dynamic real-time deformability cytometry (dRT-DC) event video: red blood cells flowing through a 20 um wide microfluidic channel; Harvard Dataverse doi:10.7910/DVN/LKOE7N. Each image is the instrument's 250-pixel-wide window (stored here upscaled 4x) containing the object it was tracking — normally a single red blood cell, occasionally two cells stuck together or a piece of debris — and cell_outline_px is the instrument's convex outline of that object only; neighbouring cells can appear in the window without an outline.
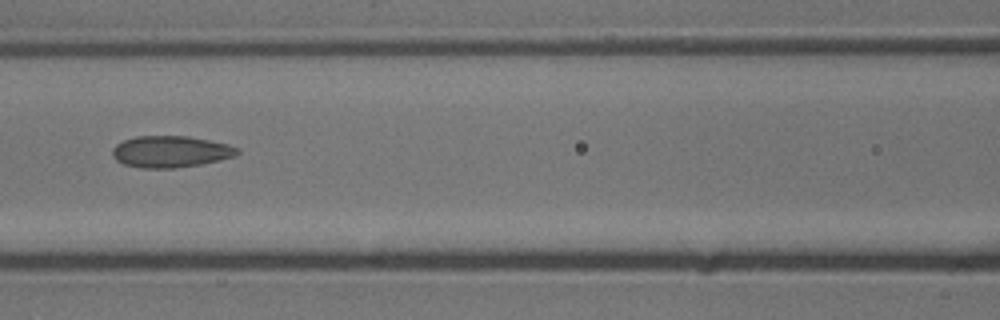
{"species": "common noctule bat (a hibernating species)", "species_latin": "Nyctalus noctula", "temperature_condition": "cold", "stored_images_in_passage": 4, "camera_frame_rate_fps": 3000, "um_per_image_px": 0.085, "animal": {"sex": "male", "body_mass_g": 13.3}, "frame": {"image": 1, "passage_image": 3, "time_ms": 0.667, "image_size_px": [1000, 320], "cell_outline_px": [[240, 152], [236, 156], [220, 160], [200, 164], [172, 168], [140, 168], [124, 164], [116, 160], [112, 156], [112, 148], [116, 144], [124, 140], [136, 136], [188, 136], [228, 144], [240, 148]], "centroid_in_image_um": [14.51, 12.89], "position_along_channel_um": 152.1, "area_um2": 23.06}}
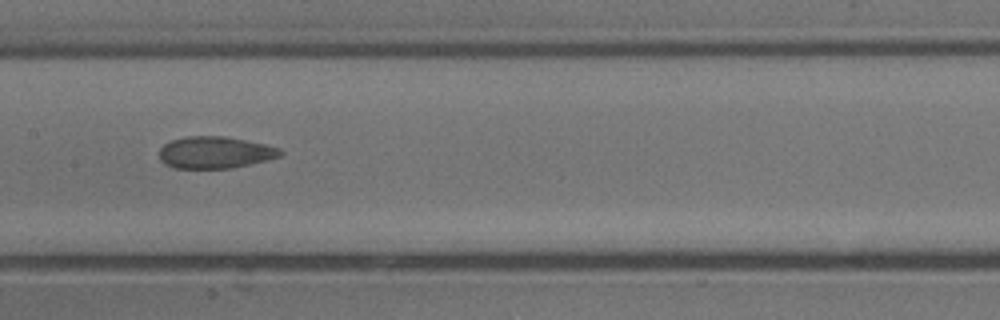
{"frame": {"image": 2, "passage_image": 4, "time_ms": 1.0, "image_size_px": [1000, 320], "cell_outline_px": [[284, 152], [280, 156], [268, 160], [232, 168], [172, 168], [164, 164], [160, 160], [160, 148], [164, 144], [172, 140], [184, 136], [224, 136], [264, 144], [280, 148]], "centroid_in_image_um": [18.27, 12.96], "position_along_channel_um": 189.1, "area_um2": 22.54}}